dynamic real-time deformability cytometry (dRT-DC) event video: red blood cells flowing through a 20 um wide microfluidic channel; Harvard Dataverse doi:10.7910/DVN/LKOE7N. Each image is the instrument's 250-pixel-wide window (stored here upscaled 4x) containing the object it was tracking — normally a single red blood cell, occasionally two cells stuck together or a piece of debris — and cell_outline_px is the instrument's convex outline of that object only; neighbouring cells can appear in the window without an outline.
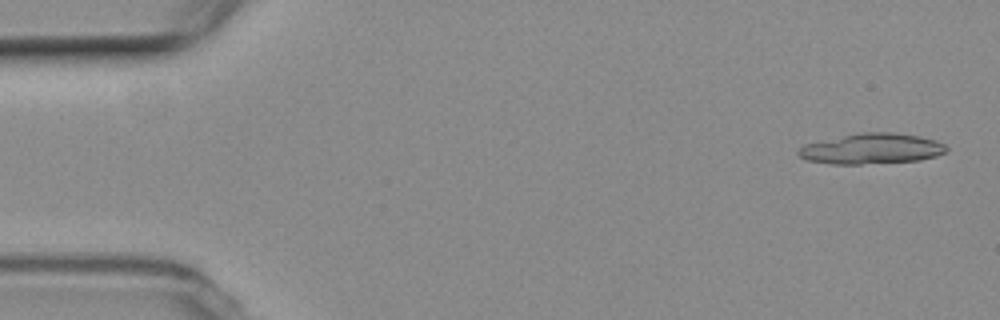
{"species": "common noctule bat (a hibernating species)", "species_latin": "Nyctalus noctula", "temperature_condition": "room temperature", "stored_images_in_passage": 15, "camera_frame_rate_fps": 3000, "um_per_image_px": 0.085, "animal": {"sex": "female", "body_mass_g": 19.3, "forearm_length_mm": 54.1}, "frame": {"image": 1, "passage_image": 1, "time_ms": 0.0, "image_size_px": [1000, 320], "cell_outline_px": [[948, 152], [936, 156], [920, 160], [860, 164], [832, 164], [808, 160], [800, 156], [796, 152], [804, 144], [860, 132], [892, 132], [920, 136], [936, 140], [944, 144], [948, 148]], "centroid_in_image_um": [74.13, 12.64], "position_along_channel_um": 10.9, "area_um2": 26.3}}
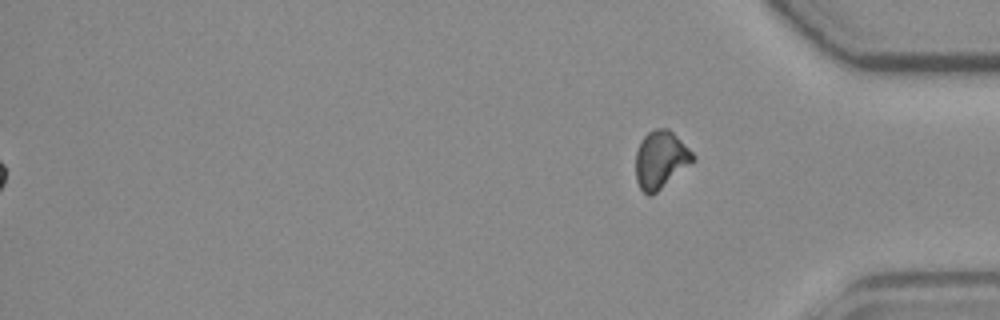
{"frame": {"image": 2, "passage_image": 15, "time_ms": 19.0, "image_size_px": [1000, 320], "cell_outline_px": [[696, 160], [652, 196], [648, 196], [640, 188], [636, 180], [636, 152], [640, 140], [648, 132], [656, 128], [668, 128], [696, 156]], "centroid_in_image_um": [56.15, 13.58], "position_along_channel_um": 379.0, "area_um2": 19.25}}